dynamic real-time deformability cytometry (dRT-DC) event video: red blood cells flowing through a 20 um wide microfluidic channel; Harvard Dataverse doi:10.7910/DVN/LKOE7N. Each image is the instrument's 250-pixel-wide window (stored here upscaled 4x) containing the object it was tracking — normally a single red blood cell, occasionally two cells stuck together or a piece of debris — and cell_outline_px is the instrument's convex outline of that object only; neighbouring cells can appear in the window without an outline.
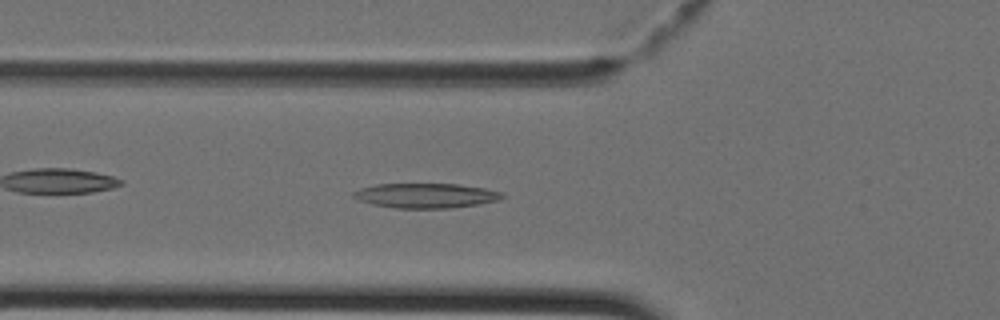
{"species": "Egyptian fruit bat (a non-hibernating species)", "species_latin": "Rousettus aegyptiacus", "temperature_condition": "cold", "stored_images_in_passage": 43, "camera_frame_rate_fps": 3000, "um_per_image_px": 0.085, "animal": {"sex": "female"}, "frame": {"image": 1, "passage_image": 15, "time_ms": 4.667, "image_size_px": [1000, 320], "cell_outline_px": [[504, 196], [496, 200], [480, 204], [452, 208], [396, 208], [372, 204], [360, 200], [352, 196], [352, 192], [360, 188], [376, 184], [460, 184], [484, 188], [500, 192]], "centroid_in_image_um": [36.17, 16.62], "position_along_channel_um": 89.6, "area_um2": 21.33}}
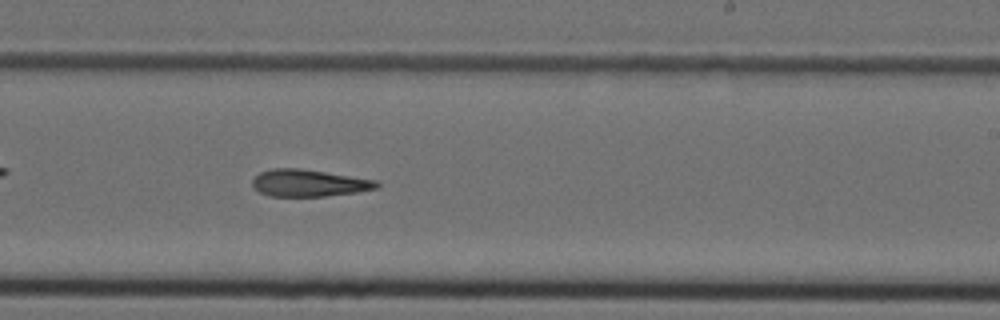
{"frame": {"image": 2, "passage_image": 26, "time_ms": 8.333, "image_size_px": [1000, 320], "cell_outline_px": [[380, 184], [376, 188], [356, 192], [324, 196], [268, 196], [260, 192], [252, 184], [252, 180], [260, 172], [272, 168], [300, 168], [376, 180]], "centroid_in_image_um": [26.23, 15.55], "position_along_channel_um": 262.8, "area_um2": 19.36}}
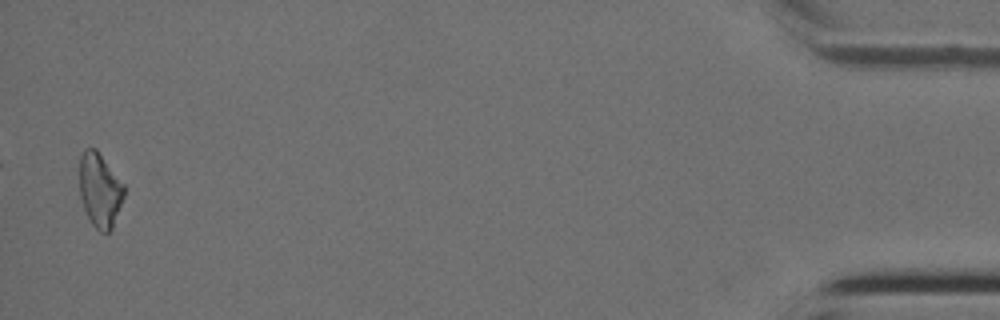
{"frame": {"image": 3, "passage_image": 42, "time_ms": 13.667, "image_size_px": [1000, 320], "cell_outline_px": [[124, 196], [112, 232], [100, 232], [92, 224], [80, 200], [80, 156], [84, 148], [96, 148], [124, 184]], "centroid_in_image_um": [8.49, 16.17], "position_along_channel_um": 426.7, "area_um2": 19.42}}